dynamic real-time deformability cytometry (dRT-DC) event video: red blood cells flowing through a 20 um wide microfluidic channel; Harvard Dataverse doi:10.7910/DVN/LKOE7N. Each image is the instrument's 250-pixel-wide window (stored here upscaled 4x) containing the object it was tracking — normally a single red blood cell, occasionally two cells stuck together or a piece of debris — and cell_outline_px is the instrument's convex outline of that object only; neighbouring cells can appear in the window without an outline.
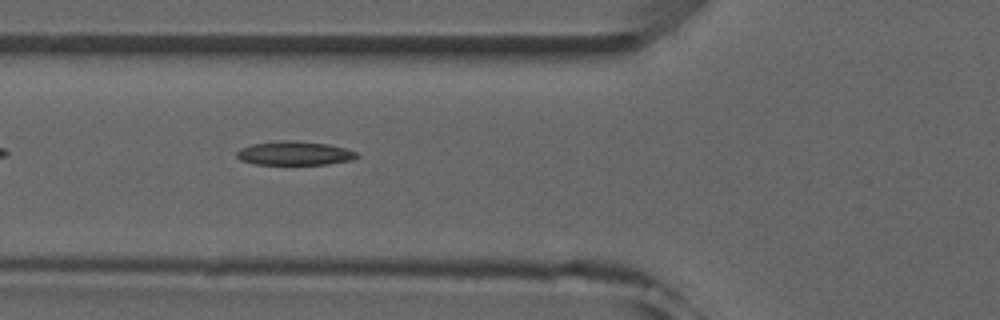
{"species": "common noctule bat (a hibernating species)", "species_latin": "Nyctalus noctula", "temperature_condition": "room temperature", "stored_images_in_passage": 4, "camera_frame_rate_fps": 3000, "um_per_image_px": 0.085, "animal": {"sex": "male", "forearm_length_mm": 52.5}, "frame": {"image": 1, "passage_image": 2, "time_ms": 1.333, "image_size_px": [1000, 320], "cell_outline_px": [[360, 156], [352, 160], [328, 164], [256, 164], [240, 160], [236, 156], [236, 152], [240, 148], [252, 144], [280, 140], [296, 140], [328, 144], [344, 148], [356, 152]], "centroid_in_image_um": [25.03, 13.02], "position_along_channel_um": 100.8, "area_um2": 16.76}}
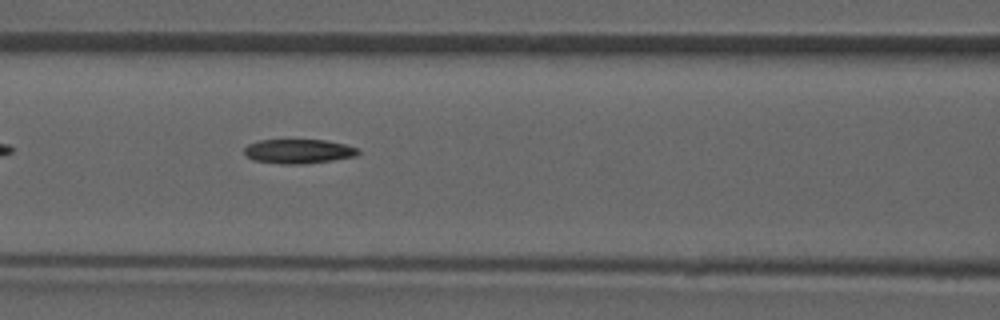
{"frame": {"image": 2, "passage_image": 3, "time_ms": 2.333, "image_size_px": [1000, 320], "cell_outline_px": [[360, 152], [356, 156], [332, 160], [300, 164], [280, 164], [252, 160], [244, 152], [244, 148], [248, 144], [260, 140], [324, 140], [344, 144], [356, 148]], "centroid_in_image_um": [25.34, 12.86], "position_along_channel_um": 141.3, "area_um2": 16.01}}